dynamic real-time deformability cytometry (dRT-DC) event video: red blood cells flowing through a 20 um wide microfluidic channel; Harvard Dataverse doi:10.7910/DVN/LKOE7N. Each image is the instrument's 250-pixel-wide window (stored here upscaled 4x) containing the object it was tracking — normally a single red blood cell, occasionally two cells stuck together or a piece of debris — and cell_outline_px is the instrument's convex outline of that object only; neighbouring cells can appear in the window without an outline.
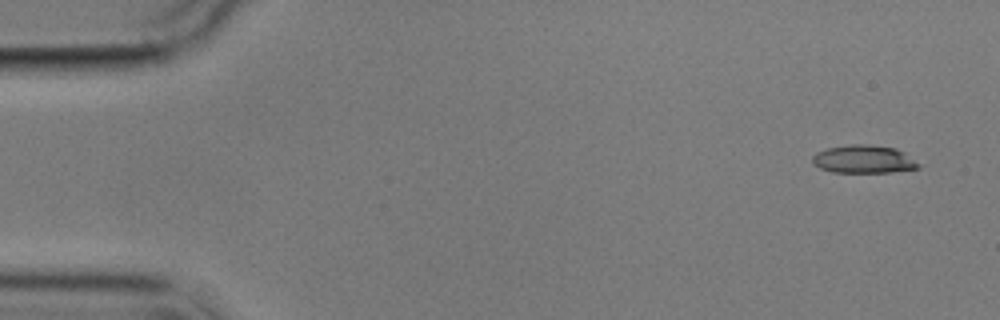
{"species": "common noctule bat (a hibernating species)", "species_latin": "Nyctalus noctula", "temperature_condition": "cold", "stored_images_in_passage": 4, "camera_frame_rate_fps": 3000, "um_per_image_px": 0.085, "animal": {"sex": "male", "body_mass_g": 17.9}, "frame": {"image": 1, "passage_image": 1, "time_ms": 0.0, "image_size_px": [1000, 320], "cell_outline_px": [[920, 168], [892, 172], [832, 172], [820, 168], [812, 164], [812, 156], [816, 152], [828, 148], [852, 144], [860, 144], [896, 148], [904, 152], [920, 164]], "centroid_in_image_um": [73.4, 13.54], "position_along_channel_um": 11.6, "area_um2": 17.28}}
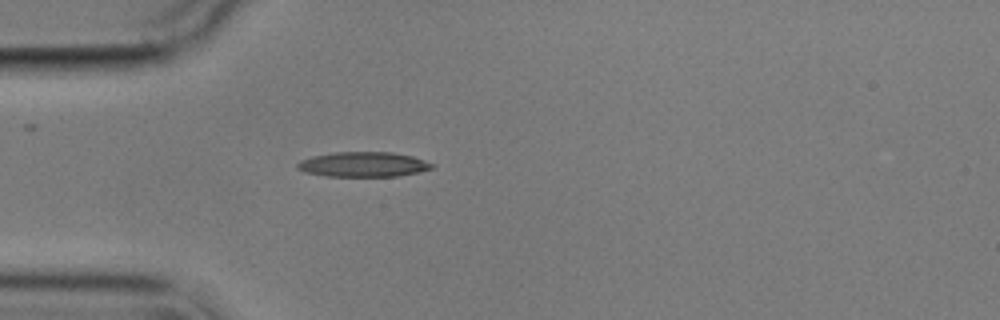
{"frame": {"image": 2, "passage_image": 4, "time_ms": 4.333, "image_size_px": [1000, 320], "cell_outline_px": [[436, 164], [432, 168], [420, 172], [400, 176], [328, 176], [304, 172], [296, 168], [296, 164], [300, 160], [312, 156], [336, 152], [392, 152], [412, 156]], "centroid_in_image_um": [30.89, 13.97], "position_along_channel_um": 54.1, "area_um2": 19.65}}